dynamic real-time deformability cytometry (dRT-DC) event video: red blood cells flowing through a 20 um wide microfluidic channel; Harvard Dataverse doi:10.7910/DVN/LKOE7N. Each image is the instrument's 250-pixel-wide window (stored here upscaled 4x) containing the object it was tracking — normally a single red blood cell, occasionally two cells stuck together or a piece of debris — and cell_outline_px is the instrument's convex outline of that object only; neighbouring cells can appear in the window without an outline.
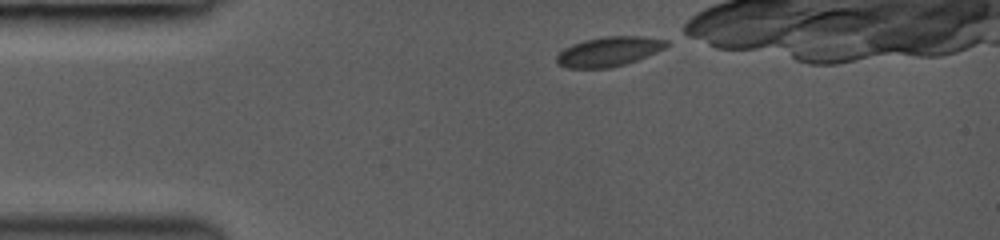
{"species": "common noctule bat (a hibernating species)", "species_latin": "Nyctalus noctula", "temperature_condition": "room temperature", "stored_images_in_passage": 29, "camera_frame_rate_fps": 3000, "um_per_image_px": 0.085, "animal": {"sex": "female", "body_mass_g": 19.0, "forearm_length_mm": 53.3}, "frame": {"image": 1, "passage_image": 1, "time_ms": 0.0, "image_size_px": [1000, 240], "cell_outline_px": [[672, 44], [656, 52], [636, 60], [624, 64], [608, 68], [568, 68], [556, 64], [556, 56], [564, 48], [572, 44], [584, 40], [604, 36], [644, 36], [668, 40]], "centroid_in_image_um": [51.75, 4.37], "position_along_channel_um": 33.2, "area_um2": 19.02}}
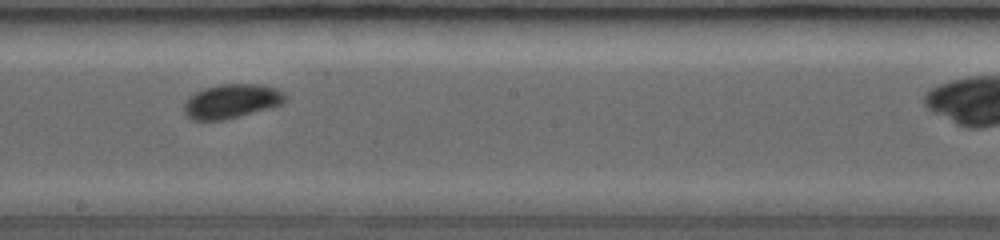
{"frame": {"image": 2, "passage_image": 17, "time_ms": 5.667, "image_size_px": [1000, 240], "cell_outline_px": [[288, 100], [280, 104], [268, 108], [224, 120], [192, 120], [184, 112], [184, 104], [188, 96], [204, 88], [220, 84], [260, 84], [276, 88], [284, 92], [288, 96]], "centroid_in_image_um": [19.69, 8.59], "position_along_channel_um": 228.5, "area_um2": 20.17}}
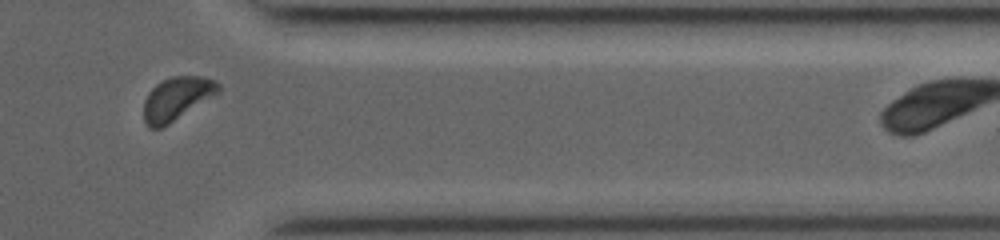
{"frame": {"image": 3, "passage_image": 28, "time_ms": 9.667, "image_size_px": [1000, 240], "cell_outline_px": [[220, 92], [168, 124], [160, 128], [148, 128], [144, 120], [144, 100], [148, 92], [160, 80], [172, 76], [200, 76], [216, 80], [220, 84]], "centroid_in_image_um": [15.02, 8.36], "position_along_channel_um": 396.4, "area_um2": 18.79}}